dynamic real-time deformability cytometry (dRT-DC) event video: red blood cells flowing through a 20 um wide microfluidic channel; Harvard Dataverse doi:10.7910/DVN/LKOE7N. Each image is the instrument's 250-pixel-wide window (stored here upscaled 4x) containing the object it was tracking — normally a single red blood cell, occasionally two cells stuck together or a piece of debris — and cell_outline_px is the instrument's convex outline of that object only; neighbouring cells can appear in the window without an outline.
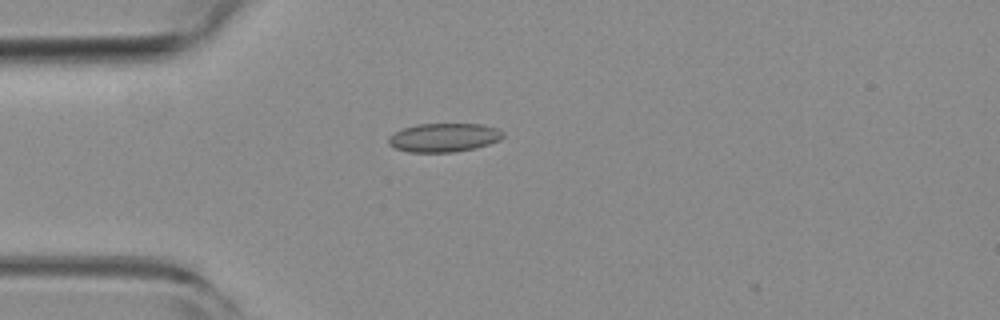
{"species": "common noctule bat (a hibernating species)", "species_latin": "Nyctalus noctula", "temperature_condition": "room temperature", "stored_images_in_passage": 2, "camera_frame_rate_fps": 3000, "um_per_image_px": 0.085, "animal": {"sex": "female", "body_mass_g": 19.3, "forearm_length_mm": 54.1}, "frame": {"image": 1, "passage_image": 1, "time_ms": 0.0, "image_size_px": [1000, 320], "cell_outline_px": [[504, 136], [500, 140], [476, 148], [452, 152], [408, 152], [396, 148], [388, 144], [388, 136], [404, 128], [416, 124], [480, 124], [496, 128], [504, 132]], "centroid_in_image_um": [37.73, 11.69], "position_along_channel_um": 47.3, "area_um2": 19.13}}